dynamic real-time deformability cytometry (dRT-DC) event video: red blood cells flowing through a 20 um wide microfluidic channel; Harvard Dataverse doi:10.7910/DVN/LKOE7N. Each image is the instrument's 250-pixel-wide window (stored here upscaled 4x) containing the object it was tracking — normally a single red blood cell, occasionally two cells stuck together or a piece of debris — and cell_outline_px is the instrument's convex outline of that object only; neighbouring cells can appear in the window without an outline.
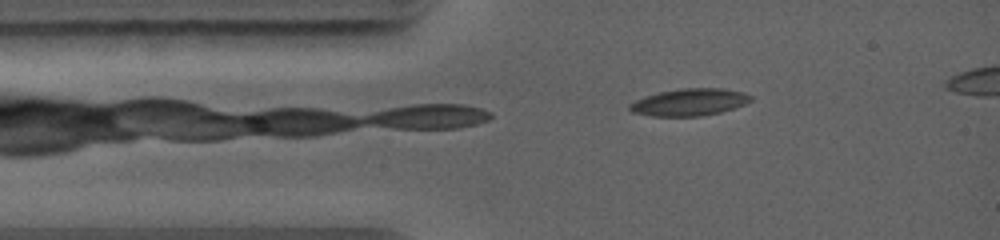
{"species": "common noctule bat (a hibernating species)", "species_latin": "Nyctalus noctula", "temperature_condition": "warm", "stored_images_in_passage": 4, "segment_of_instrument_passage": [1, 2], "camera_frame_rate_fps": 5000, "um_per_image_px": 0.085, "animal": {"sex": "female", "body_mass_g": 19.0, "forearm_length_mm": 56.7}, "frame": {"image": 1, "passage_image": 2, "time_ms": 0.8, "image_size_px": [1000, 240], "cell_outline_px": [[752, 100], [744, 104], [720, 112], [700, 116], [652, 116], [632, 112], [628, 108], [628, 104], [644, 96], [660, 92], [680, 88], [724, 88], [744, 92], [752, 96]], "centroid_in_image_um": [58.59, 8.68], "position_along_channel_um": 26.4, "area_um2": 19.13}}